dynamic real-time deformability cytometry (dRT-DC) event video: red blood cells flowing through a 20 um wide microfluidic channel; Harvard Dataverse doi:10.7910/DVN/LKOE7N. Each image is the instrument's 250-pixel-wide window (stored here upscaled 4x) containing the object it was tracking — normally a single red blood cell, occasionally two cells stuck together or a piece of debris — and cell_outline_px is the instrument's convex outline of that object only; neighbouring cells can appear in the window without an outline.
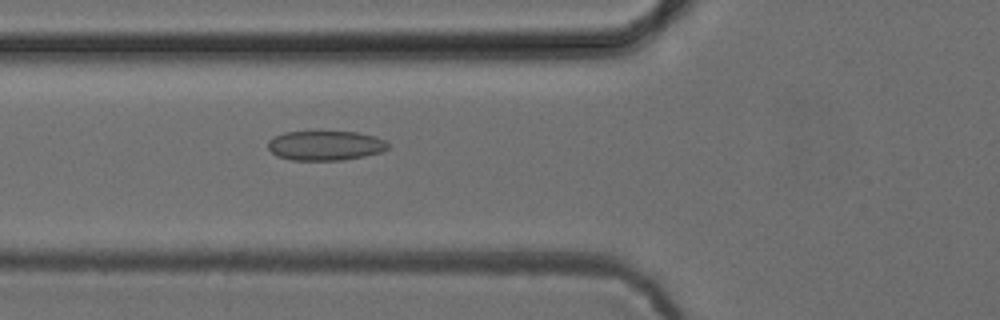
{"species": "common noctule bat (a hibernating species)", "species_latin": "Nyctalus noctula", "temperature_condition": "cold", "stored_images_in_passage": 45, "camera_frame_rate_fps": 3000, "um_per_image_px": 0.085, "animal": {"sex": "female", "body_mass_g": 24.6, "forearm_length_mm": 56.2}, "frame": {"image": 1, "passage_image": 12, "time_ms": 3.667, "image_size_px": [1000, 320], "cell_outline_px": [[388, 148], [380, 152], [364, 156], [344, 160], [292, 160], [276, 156], [268, 148], [268, 140], [284, 132], [320, 128], [356, 132], [376, 136], [384, 140], [388, 144]], "centroid_in_image_um": [27.62, 12.31], "position_along_channel_um": 98.2, "area_um2": 21.68}}
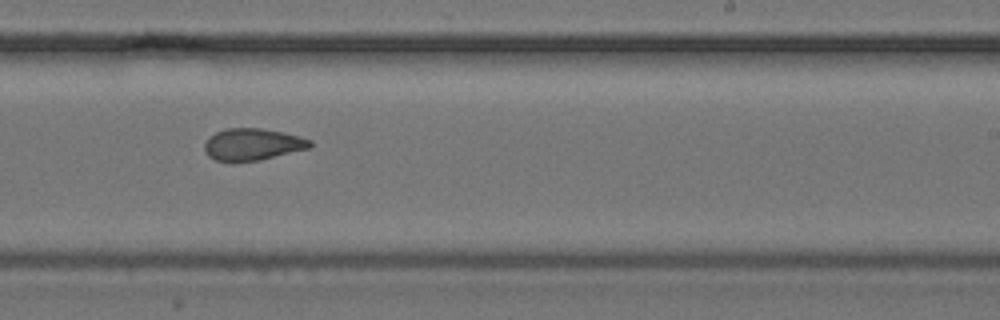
{"frame": {"image": 2, "passage_image": 25, "time_ms": 8.0, "image_size_px": [1000, 320], "cell_outline_px": [[312, 144], [308, 148], [260, 160], [232, 164], [216, 160], [208, 156], [204, 148], [204, 144], [208, 136], [216, 132], [228, 128], [260, 128], [284, 132], [300, 136], [312, 140]], "centroid_in_image_um": [21.42, 12.29], "position_along_channel_um": 267.6, "area_um2": 20.0}}
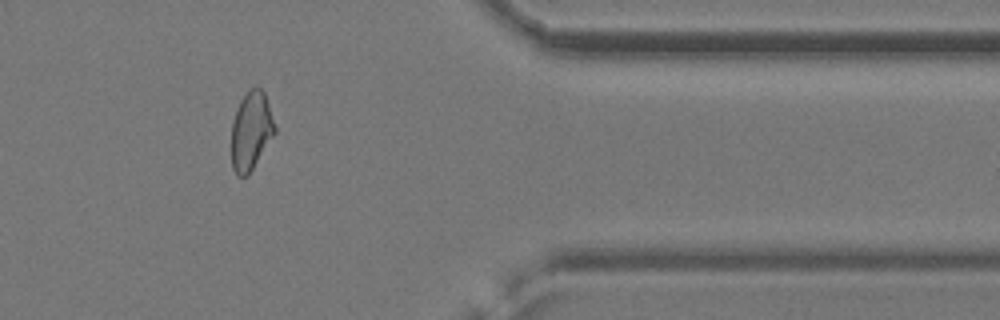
{"frame": {"image": 3, "passage_image": 36, "time_ms": 11.667, "image_size_px": [1000, 320], "cell_outline_px": [[276, 132], [248, 176], [236, 176], [232, 168], [232, 120], [240, 100], [256, 84], [264, 92], [276, 128]], "centroid_in_image_um": [21.34, 11.14], "position_along_channel_um": 390.1, "area_um2": 19.77}, "authors_computed_cell_mechanics": {"area_um2": 20.2878, "velocity_mm_per_s": 3.8938, "shape_relaxation_time_tau1_ms": null, "shape_relaxation_time_tau2_ms": 2.0283, "deformation_change_tau1": null, "deformation_change_tau2": 0.0793}}